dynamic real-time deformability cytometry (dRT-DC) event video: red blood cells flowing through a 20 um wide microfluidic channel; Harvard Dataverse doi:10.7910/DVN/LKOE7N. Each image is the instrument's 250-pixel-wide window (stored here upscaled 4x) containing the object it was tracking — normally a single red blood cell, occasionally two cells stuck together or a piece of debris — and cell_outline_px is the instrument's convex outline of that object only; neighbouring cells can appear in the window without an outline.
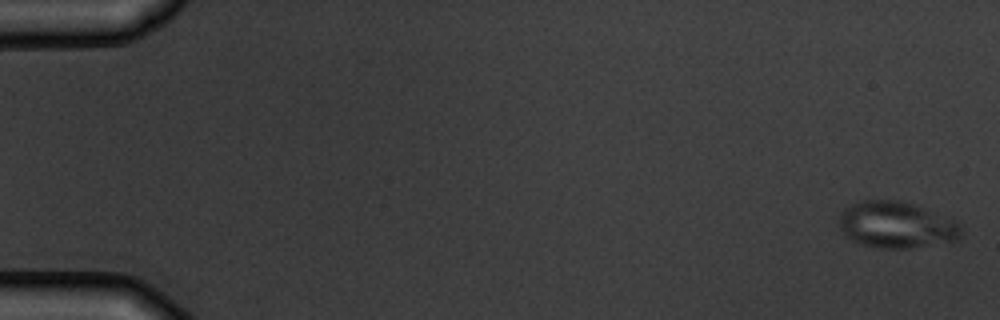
{"species": "common noctule bat (a hibernating species)", "species_latin": "Nyctalus noctula", "temperature_condition": "warm", "stored_images_in_passage": 5, "camera_frame_rate_fps": 3000, "um_per_image_px": 0.085, "animal": {"sex": "male", "body_mass_g": 19.5, "forearm_length_mm": 54.6}, "frame": {"image": 1, "passage_image": 1, "time_ms": 0.0, "image_size_px": [1000, 320], "cell_outline_px": [[964, 232], [956, 240], [912, 248], [880, 248], [860, 244], [844, 236], [836, 224], [840, 212], [844, 208], [860, 200], [900, 200], [912, 204], [956, 220], [960, 224]], "centroid_in_image_um": [76.14, 19.11], "position_along_channel_um": 8.9, "area_um2": 33.47}}